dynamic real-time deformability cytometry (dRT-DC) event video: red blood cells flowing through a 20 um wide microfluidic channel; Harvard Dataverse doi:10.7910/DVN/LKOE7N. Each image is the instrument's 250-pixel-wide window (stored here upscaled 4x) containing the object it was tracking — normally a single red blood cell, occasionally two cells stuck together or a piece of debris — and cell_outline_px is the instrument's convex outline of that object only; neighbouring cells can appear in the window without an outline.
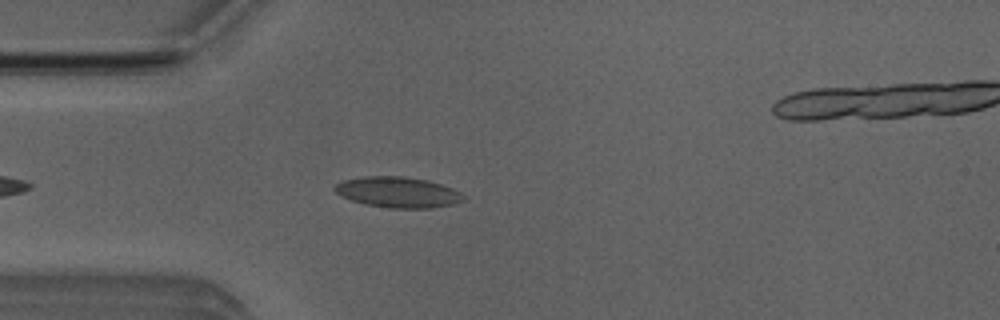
{"species": "Egyptian fruit bat (a non-hibernating species)", "species_latin": "Rousettus aegyptiacus", "temperature_condition": "room temperature", "stored_images_in_passage": 42, "camera_frame_rate_fps": 3000, "um_per_image_px": 0.085, "animal": {"sex": "male"}, "frame": {"image": 1, "passage_image": 4, "time_ms": 1.0, "image_size_px": [1000, 320], "cell_outline_px": [[464, 200], [452, 204], [432, 208], [392, 208], [364, 204], [340, 196], [332, 188], [336, 184], [344, 180], [364, 176], [404, 176], [428, 180], [452, 188], [460, 192], [464, 196]], "centroid_in_image_um": [33.8, 16.33], "position_along_channel_um": 51.2, "area_um2": 23.0}}
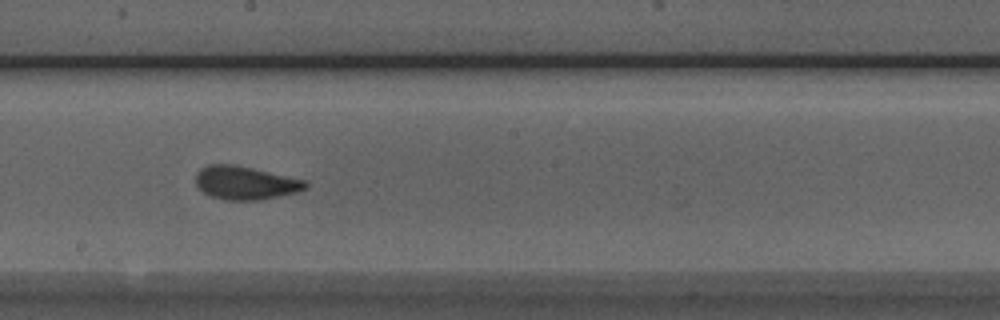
{"frame": {"image": 2, "passage_image": 18, "time_ms": 5.667, "image_size_px": [1000, 320], "cell_outline_px": [[308, 188], [296, 192], [260, 200], [224, 200], [212, 196], [204, 192], [196, 184], [196, 172], [200, 168], [208, 164], [236, 164], [304, 180], [308, 184]], "centroid_in_image_um": [20.83, 15.53], "position_along_channel_um": 227.4, "area_um2": 21.27}}
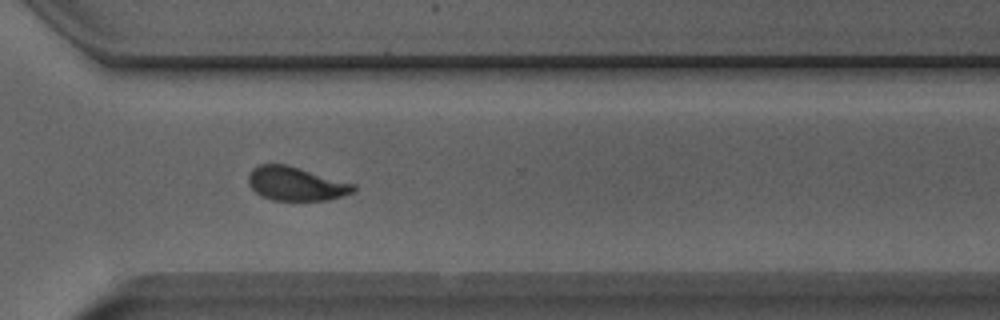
{"frame": {"image": 3, "passage_image": 27, "time_ms": 8.667, "image_size_px": [1000, 320], "cell_outline_px": [[356, 188], [352, 192], [344, 196], [328, 200], [272, 200], [256, 192], [248, 184], [248, 176], [252, 168], [260, 164], [284, 164], [356, 184]], "centroid_in_image_um": [25.15, 15.62], "position_along_channel_um": 345.4, "area_um2": 20.52}, "authors_computed_cell_mechanics": {"area_um2": 20.9525, "velocity_mm_per_s": 3.9355, "shape_relaxation_time_tau1_ms": 2.7937, "shape_relaxation_time_tau2_ms": 0.6671, "deformation_change_tau1": 0.1088, "deformation_change_tau2": 0.0479}}